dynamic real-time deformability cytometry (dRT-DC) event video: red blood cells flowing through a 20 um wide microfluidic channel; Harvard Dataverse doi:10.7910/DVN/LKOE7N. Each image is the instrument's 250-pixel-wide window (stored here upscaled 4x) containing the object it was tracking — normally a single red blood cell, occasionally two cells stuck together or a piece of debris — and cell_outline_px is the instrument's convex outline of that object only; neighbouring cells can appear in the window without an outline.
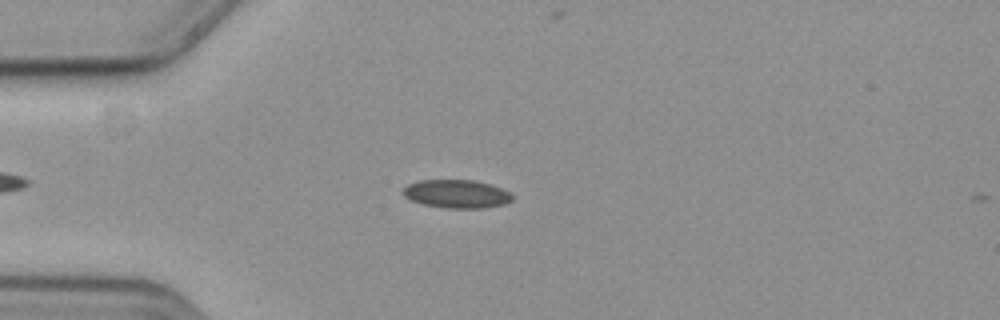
{"species": "common noctule bat (a hibernating species)", "species_latin": "Nyctalus noctula", "temperature_condition": "cold", "stored_images_in_passage": 14, "camera_frame_rate_fps": 3000, "um_per_image_px": 0.085, "animal": {"sex": "female", "body_mass_g": 19.3, "forearm_length_mm": 54.1}, "frame": {"image": 1, "passage_image": 11, "time_ms": 3.333, "image_size_px": [1000, 320], "cell_outline_px": [[512, 200], [504, 204], [484, 208], [444, 208], [424, 204], [412, 200], [404, 196], [404, 188], [408, 184], [420, 180], [472, 180], [488, 184], [500, 188], [508, 192], [512, 196]], "centroid_in_image_um": [38.8, 16.48], "position_along_channel_um": 46.2, "area_um2": 17.74}}